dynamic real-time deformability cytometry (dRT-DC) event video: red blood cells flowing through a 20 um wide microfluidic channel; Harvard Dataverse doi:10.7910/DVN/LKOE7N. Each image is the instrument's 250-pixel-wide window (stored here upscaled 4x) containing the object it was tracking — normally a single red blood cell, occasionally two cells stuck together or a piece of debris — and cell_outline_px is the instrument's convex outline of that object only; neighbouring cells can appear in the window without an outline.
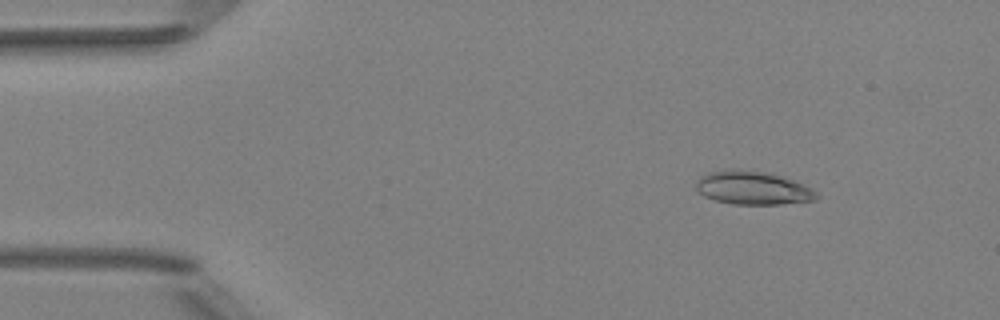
{"species": "Egyptian fruit bat (a non-hibernating species)", "species_latin": "Rousettus aegyptiacus", "temperature_condition": "room temperature", "stored_images_in_passage": 52, "camera_frame_rate_fps": 3000, "um_per_image_px": 0.085, "animal": {"sex": "female"}, "frame": {"image": 1, "passage_image": 7, "time_ms": 2.0, "image_size_px": [1000, 320], "cell_outline_px": [[820, 196], [816, 200], [780, 204], [732, 204], [716, 200], [704, 196], [696, 188], [696, 184], [700, 176], [712, 172], [732, 168], [772, 172], [812, 188]], "centroid_in_image_um": [64.01, 15.96], "position_along_channel_um": 21.0, "area_um2": 23.52}}
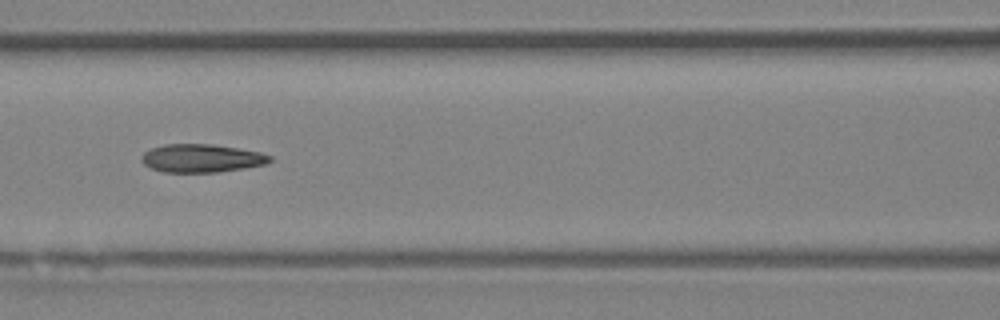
{"frame": {"image": 2, "passage_image": 23, "time_ms": 7.333, "image_size_px": [1000, 320], "cell_outline_px": [[272, 160], [264, 164], [244, 168], [216, 172], [164, 172], [152, 168], [144, 164], [140, 160], [140, 156], [144, 152], [152, 148], [164, 144], [212, 144], [260, 152], [272, 156]], "centroid_in_image_um": [17.1, 13.45], "position_along_channel_um": 149.5, "area_um2": 20.98}}
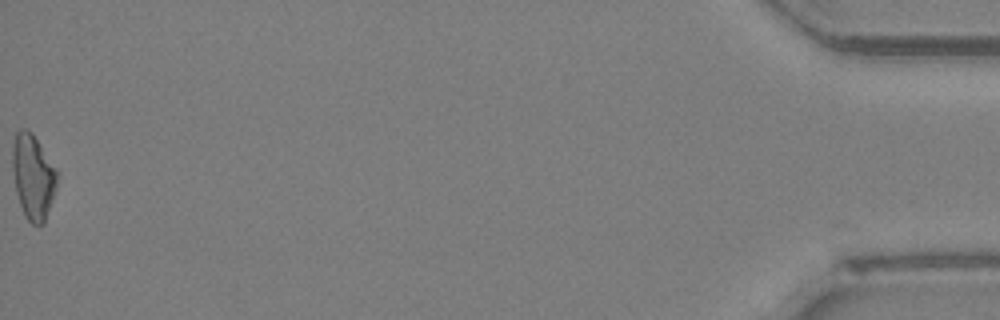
{"frame": {"image": 3, "passage_image": 52, "time_ms": 17.0, "image_size_px": [1000, 320], "cell_outline_px": [[60, 172], [56, 188], [44, 224], [32, 224], [24, 216], [16, 192], [12, 168], [12, 144], [16, 132], [20, 128], [28, 128], [32, 132]], "centroid_in_image_um": [2.82, 14.98], "position_along_channel_um": 432.4, "area_um2": 22.54}, "authors_computed_cell_mechanics": {"area_um2": 21.4438, "velocity_mm_per_s": 4.0054, "shape_relaxation_time_tau1_ms": null, "shape_relaxation_time_tau2_ms": 2.5207, "deformation_change_tau1": null, "deformation_change_tau2": 0.101}}